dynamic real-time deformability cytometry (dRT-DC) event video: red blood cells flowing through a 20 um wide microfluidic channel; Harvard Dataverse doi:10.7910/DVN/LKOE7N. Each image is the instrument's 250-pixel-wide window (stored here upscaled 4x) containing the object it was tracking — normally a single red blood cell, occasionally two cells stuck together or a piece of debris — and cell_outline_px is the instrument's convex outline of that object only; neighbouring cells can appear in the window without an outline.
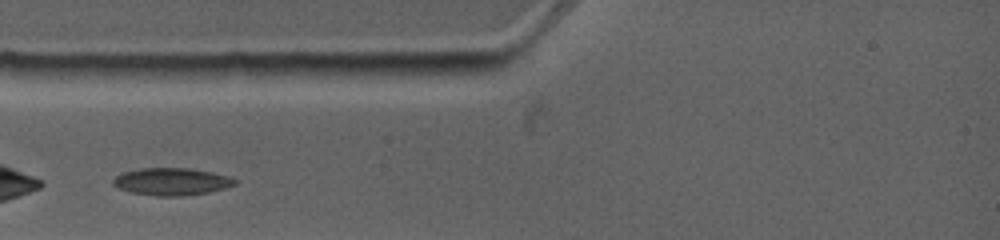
{"species": "common noctule bat (a hibernating species)", "species_latin": "Nyctalus noctula", "temperature_condition": "warm", "stored_images_in_passage": 4, "camera_frame_rate_fps": 4500, "um_per_image_px": 0.085, "animal": {"sex": "female", "body_mass_g": 19.0, "forearm_length_mm": 53.3}, "frame": {"image": 1, "passage_image": 2, "time_ms": 0.889, "image_size_px": [1000, 240], "cell_outline_px": [[236, 184], [224, 188], [208, 192], [180, 196], [156, 196], [132, 192], [120, 188], [112, 184], [112, 180], [120, 172], [140, 168], [188, 168], [212, 172], [228, 176], [236, 180]], "centroid_in_image_um": [14.55, 15.42], "position_along_channel_um": 70.4, "area_um2": 19.31}}
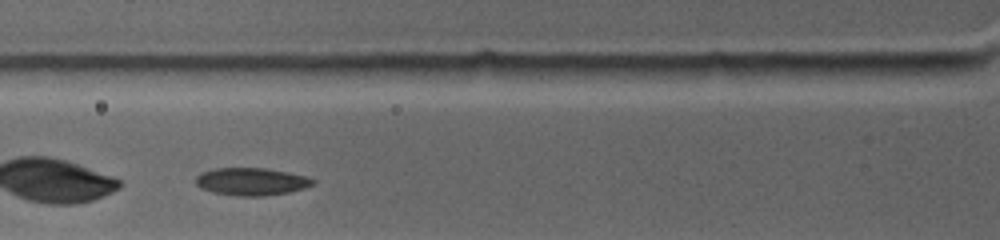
{"frame": {"image": 2, "passage_image": 3, "time_ms": 1.778, "image_size_px": [1000, 240], "cell_outline_px": [[316, 184], [304, 188], [288, 192], [264, 196], [236, 196], [212, 192], [200, 188], [196, 184], [196, 176], [200, 172], [216, 168], [264, 168], [288, 172], [304, 176], [316, 180]], "centroid_in_image_um": [21.35, 15.43], "position_along_channel_um": 104.4, "area_um2": 18.9}}